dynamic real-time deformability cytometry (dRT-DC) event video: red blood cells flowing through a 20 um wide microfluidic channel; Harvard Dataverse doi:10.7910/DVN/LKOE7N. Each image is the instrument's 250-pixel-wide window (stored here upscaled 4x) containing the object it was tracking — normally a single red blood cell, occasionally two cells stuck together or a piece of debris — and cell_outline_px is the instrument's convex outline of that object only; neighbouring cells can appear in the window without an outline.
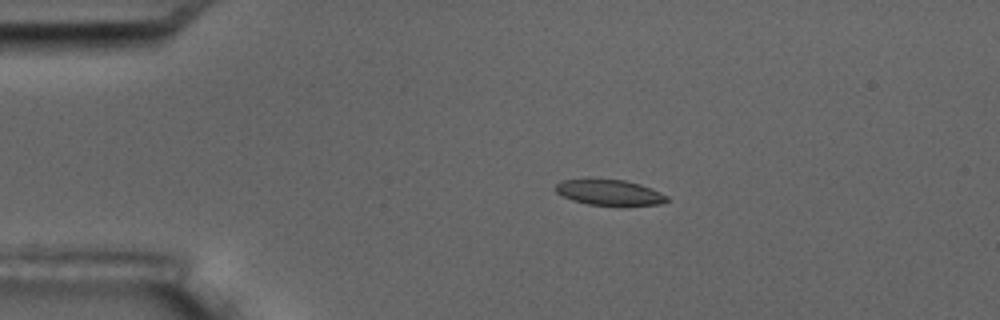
{"species": "common noctule bat (a hibernating species)", "species_latin": "Nyctalus noctula", "temperature_condition": "room temperature", "stored_images_in_passage": 4, "camera_frame_rate_fps": 3000, "um_per_image_px": 0.085, "animal": {"sex": "male", "body_mass_g": 17.5, "forearm_length_mm": 52.3}, "frame": {"image": 1, "passage_image": 3, "time_ms": 2.333, "image_size_px": [1000, 320], "cell_outline_px": [[668, 200], [660, 204], [620, 208], [588, 204], [572, 200], [556, 192], [556, 184], [560, 180], [624, 180], [640, 184], [660, 192], [668, 196]], "centroid_in_image_um": [51.86, 16.42], "position_along_channel_um": 33.1, "area_um2": 16.94}}